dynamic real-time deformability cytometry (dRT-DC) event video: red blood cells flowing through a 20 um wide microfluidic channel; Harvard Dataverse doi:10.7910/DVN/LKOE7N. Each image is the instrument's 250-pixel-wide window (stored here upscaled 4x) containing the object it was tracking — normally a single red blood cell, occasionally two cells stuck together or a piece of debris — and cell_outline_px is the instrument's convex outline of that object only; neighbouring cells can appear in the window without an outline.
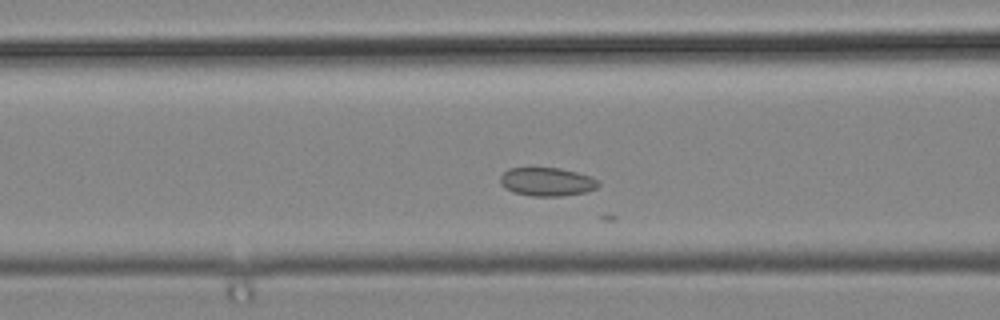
{"species": "common noctule bat (a hibernating species)", "species_latin": "Nyctalus noctula", "temperature_condition": "cold", "stored_images_in_passage": 21, "camera_frame_rate_fps": 3000, "um_per_image_px": 0.085, "animal": {"sex": "male", "body_mass_g": 19.2, "forearm_length_mm": 51.8}, "frame": {"image": 1, "passage_image": 15, "time_ms": 4.667, "image_size_px": [1000, 320], "cell_outline_px": [[600, 184], [596, 188], [584, 192], [560, 196], [532, 196], [512, 192], [504, 188], [500, 184], [500, 176], [508, 168], [560, 168], [592, 176], [600, 180]], "centroid_in_image_um": [46.49, 15.45], "position_along_channel_um": 120.1, "area_um2": 16.42}}
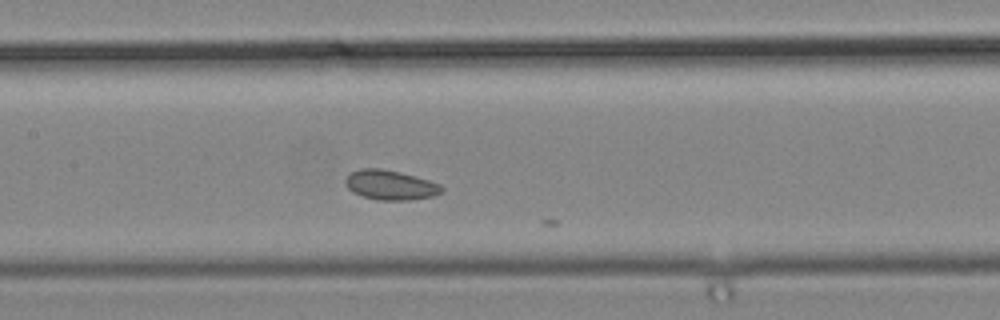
{"frame": {"image": 2, "passage_image": 19, "time_ms": 6.0, "image_size_px": [1000, 320], "cell_outline_px": [[444, 192], [432, 196], [408, 200], [376, 200], [352, 192], [344, 184], [344, 180], [352, 172], [360, 168], [380, 168], [400, 172], [416, 176], [440, 184], [444, 188]], "centroid_in_image_um": [33.18, 15.72], "position_along_channel_um": 174.2, "area_um2": 16.7}}